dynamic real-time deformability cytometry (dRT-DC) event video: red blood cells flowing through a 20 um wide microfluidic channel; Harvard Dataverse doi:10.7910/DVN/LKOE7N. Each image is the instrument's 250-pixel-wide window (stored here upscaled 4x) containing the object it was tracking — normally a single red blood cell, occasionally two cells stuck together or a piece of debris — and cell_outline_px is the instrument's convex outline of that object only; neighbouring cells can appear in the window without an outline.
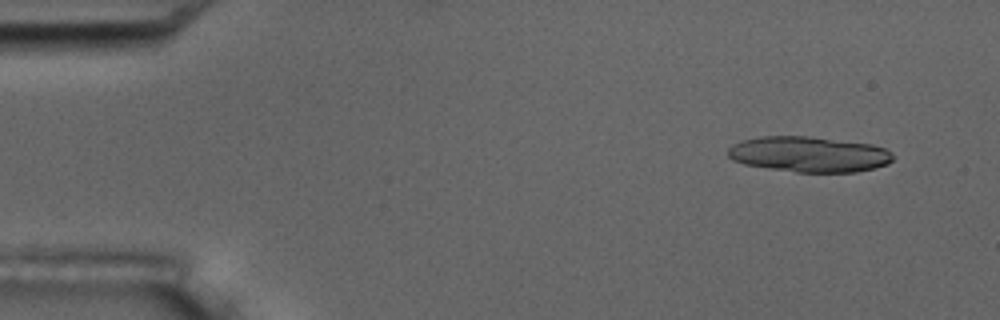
{"species": "common noctule bat (a hibernating species)", "species_latin": "Nyctalus noctula", "temperature_condition": "room temperature", "stored_images_in_passage": 7, "camera_frame_rate_fps": 3000, "um_per_image_px": 0.085, "animal": {"sex": "male", "body_mass_g": 17.5, "forearm_length_mm": 52.3}, "frame": {"image": 1, "passage_image": 1, "time_ms": 0.0, "image_size_px": [1000, 320], "cell_outline_px": [[892, 160], [888, 164], [856, 172], [796, 172], [744, 164], [732, 160], [728, 156], [728, 148], [732, 144], [744, 140], [760, 136], [808, 136], [872, 144], [884, 148], [892, 156]], "centroid_in_image_um": [68.73, 13.11], "position_along_channel_um": 16.3, "area_um2": 33.99}}
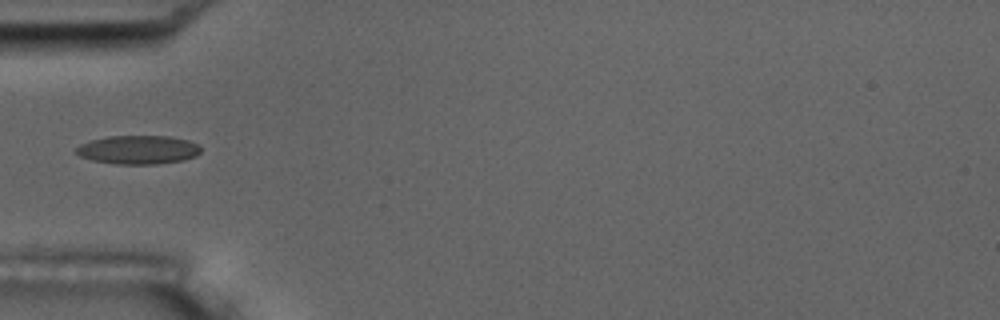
{"frame": {"image": 2, "passage_image": 5, "time_ms": 4.667, "image_size_px": [1000, 320], "cell_outline_px": [[200, 152], [196, 156], [184, 160], [156, 164], [116, 164], [92, 160], [80, 156], [76, 152], [76, 148], [80, 144], [92, 140], [108, 136], [168, 136], [188, 140], [196, 144], [200, 148]], "centroid_in_image_um": [11.75, 12.73], "position_along_channel_um": 73.3, "area_um2": 20.75}}